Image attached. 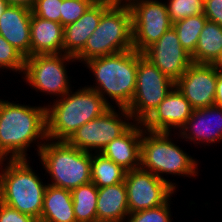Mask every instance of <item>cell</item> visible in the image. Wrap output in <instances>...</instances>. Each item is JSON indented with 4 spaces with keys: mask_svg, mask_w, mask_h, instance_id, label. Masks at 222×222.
Masks as SVG:
<instances>
[{
    "mask_svg": "<svg viewBox=\"0 0 222 222\" xmlns=\"http://www.w3.org/2000/svg\"><path fill=\"white\" fill-rule=\"evenodd\" d=\"M8 3L6 2V0H0V17L3 13V11L5 10V8L7 7Z\"/></svg>",
    "mask_w": 222,
    "mask_h": 222,
    "instance_id": "8d00e7d4",
    "label": "cell"
},
{
    "mask_svg": "<svg viewBox=\"0 0 222 222\" xmlns=\"http://www.w3.org/2000/svg\"><path fill=\"white\" fill-rule=\"evenodd\" d=\"M45 141L36 146L45 170L53 179L50 185L72 191L91 182V152L80 150L66 141Z\"/></svg>",
    "mask_w": 222,
    "mask_h": 222,
    "instance_id": "8992f818",
    "label": "cell"
},
{
    "mask_svg": "<svg viewBox=\"0 0 222 222\" xmlns=\"http://www.w3.org/2000/svg\"><path fill=\"white\" fill-rule=\"evenodd\" d=\"M144 128L135 122L122 135L112 140L101 153L126 171L141 166V139Z\"/></svg>",
    "mask_w": 222,
    "mask_h": 222,
    "instance_id": "d6986e66",
    "label": "cell"
},
{
    "mask_svg": "<svg viewBox=\"0 0 222 222\" xmlns=\"http://www.w3.org/2000/svg\"><path fill=\"white\" fill-rule=\"evenodd\" d=\"M76 61L75 57L61 54L34 55L25 58L24 71L26 83L35 90L57 95L61 98L71 89L67 71V62Z\"/></svg>",
    "mask_w": 222,
    "mask_h": 222,
    "instance_id": "30bf717a",
    "label": "cell"
},
{
    "mask_svg": "<svg viewBox=\"0 0 222 222\" xmlns=\"http://www.w3.org/2000/svg\"><path fill=\"white\" fill-rule=\"evenodd\" d=\"M71 193L76 222H97L98 187L89 182L73 189Z\"/></svg>",
    "mask_w": 222,
    "mask_h": 222,
    "instance_id": "cb8c5ba5",
    "label": "cell"
},
{
    "mask_svg": "<svg viewBox=\"0 0 222 222\" xmlns=\"http://www.w3.org/2000/svg\"><path fill=\"white\" fill-rule=\"evenodd\" d=\"M222 54V26L206 21L191 55L192 63L215 64Z\"/></svg>",
    "mask_w": 222,
    "mask_h": 222,
    "instance_id": "603a6c76",
    "label": "cell"
},
{
    "mask_svg": "<svg viewBox=\"0 0 222 222\" xmlns=\"http://www.w3.org/2000/svg\"><path fill=\"white\" fill-rule=\"evenodd\" d=\"M214 65H215L216 69H217L220 73H222V54H221L220 58L215 62Z\"/></svg>",
    "mask_w": 222,
    "mask_h": 222,
    "instance_id": "d590c367",
    "label": "cell"
},
{
    "mask_svg": "<svg viewBox=\"0 0 222 222\" xmlns=\"http://www.w3.org/2000/svg\"><path fill=\"white\" fill-rule=\"evenodd\" d=\"M97 221L124 222L129 215L124 182L98 188ZM127 216V217H126Z\"/></svg>",
    "mask_w": 222,
    "mask_h": 222,
    "instance_id": "44dd1931",
    "label": "cell"
},
{
    "mask_svg": "<svg viewBox=\"0 0 222 222\" xmlns=\"http://www.w3.org/2000/svg\"><path fill=\"white\" fill-rule=\"evenodd\" d=\"M214 105L222 108V73H218Z\"/></svg>",
    "mask_w": 222,
    "mask_h": 222,
    "instance_id": "836d02e7",
    "label": "cell"
},
{
    "mask_svg": "<svg viewBox=\"0 0 222 222\" xmlns=\"http://www.w3.org/2000/svg\"><path fill=\"white\" fill-rule=\"evenodd\" d=\"M133 49L132 14L128 4L112 3L101 16L84 48L75 56L86 62L92 58L113 55Z\"/></svg>",
    "mask_w": 222,
    "mask_h": 222,
    "instance_id": "5b68a950",
    "label": "cell"
},
{
    "mask_svg": "<svg viewBox=\"0 0 222 222\" xmlns=\"http://www.w3.org/2000/svg\"><path fill=\"white\" fill-rule=\"evenodd\" d=\"M8 160L5 169L0 167V201L39 222L47 185L32 170L27 158Z\"/></svg>",
    "mask_w": 222,
    "mask_h": 222,
    "instance_id": "277c9868",
    "label": "cell"
},
{
    "mask_svg": "<svg viewBox=\"0 0 222 222\" xmlns=\"http://www.w3.org/2000/svg\"><path fill=\"white\" fill-rule=\"evenodd\" d=\"M128 6L132 14L133 49L143 53L157 42L173 23L165 3L157 0H132Z\"/></svg>",
    "mask_w": 222,
    "mask_h": 222,
    "instance_id": "8fae6325",
    "label": "cell"
},
{
    "mask_svg": "<svg viewBox=\"0 0 222 222\" xmlns=\"http://www.w3.org/2000/svg\"><path fill=\"white\" fill-rule=\"evenodd\" d=\"M147 132L144 129L141 139L140 167L142 169L150 171L160 179L165 180L174 189L176 187L175 183L168 181L161 174L185 175L187 177H194L198 174V163L171 141L169 138L171 133Z\"/></svg>",
    "mask_w": 222,
    "mask_h": 222,
    "instance_id": "52a82bcc",
    "label": "cell"
},
{
    "mask_svg": "<svg viewBox=\"0 0 222 222\" xmlns=\"http://www.w3.org/2000/svg\"><path fill=\"white\" fill-rule=\"evenodd\" d=\"M165 3L172 23L187 17L203 14L205 0H168Z\"/></svg>",
    "mask_w": 222,
    "mask_h": 222,
    "instance_id": "4316f807",
    "label": "cell"
},
{
    "mask_svg": "<svg viewBox=\"0 0 222 222\" xmlns=\"http://www.w3.org/2000/svg\"><path fill=\"white\" fill-rule=\"evenodd\" d=\"M163 74L176 82L192 64L191 55L182 47L173 27L143 53Z\"/></svg>",
    "mask_w": 222,
    "mask_h": 222,
    "instance_id": "4fadbf2b",
    "label": "cell"
},
{
    "mask_svg": "<svg viewBox=\"0 0 222 222\" xmlns=\"http://www.w3.org/2000/svg\"><path fill=\"white\" fill-rule=\"evenodd\" d=\"M39 222H76L71 191L48 183Z\"/></svg>",
    "mask_w": 222,
    "mask_h": 222,
    "instance_id": "7402d4cb",
    "label": "cell"
},
{
    "mask_svg": "<svg viewBox=\"0 0 222 222\" xmlns=\"http://www.w3.org/2000/svg\"><path fill=\"white\" fill-rule=\"evenodd\" d=\"M117 113L110 107L101 116L83 124L66 140V142L85 152L101 153V151L115 138L122 135L133 123L126 122L132 120L127 108H118ZM122 116L125 118L124 121ZM127 118V119H126Z\"/></svg>",
    "mask_w": 222,
    "mask_h": 222,
    "instance_id": "9c48e42d",
    "label": "cell"
},
{
    "mask_svg": "<svg viewBox=\"0 0 222 222\" xmlns=\"http://www.w3.org/2000/svg\"><path fill=\"white\" fill-rule=\"evenodd\" d=\"M6 161L1 155H0V166H4L2 164H4L3 162Z\"/></svg>",
    "mask_w": 222,
    "mask_h": 222,
    "instance_id": "f35d334b",
    "label": "cell"
},
{
    "mask_svg": "<svg viewBox=\"0 0 222 222\" xmlns=\"http://www.w3.org/2000/svg\"><path fill=\"white\" fill-rule=\"evenodd\" d=\"M169 200L158 207L129 213L126 222H171Z\"/></svg>",
    "mask_w": 222,
    "mask_h": 222,
    "instance_id": "f1b7e54d",
    "label": "cell"
},
{
    "mask_svg": "<svg viewBox=\"0 0 222 222\" xmlns=\"http://www.w3.org/2000/svg\"><path fill=\"white\" fill-rule=\"evenodd\" d=\"M0 222H38L32 216L19 212L18 210L0 201Z\"/></svg>",
    "mask_w": 222,
    "mask_h": 222,
    "instance_id": "1f68e13d",
    "label": "cell"
},
{
    "mask_svg": "<svg viewBox=\"0 0 222 222\" xmlns=\"http://www.w3.org/2000/svg\"><path fill=\"white\" fill-rule=\"evenodd\" d=\"M208 19L204 14L193 15L173 23L182 47L192 55L195 51L199 35Z\"/></svg>",
    "mask_w": 222,
    "mask_h": 222,
    "instance_id": "484cf974",
    "label": "cell"
},
{
    "mask_svg": "<svg viewBox=\"0 0 222 222\" xmlns=\"http://www.w3.org/2000/svg\"><path fill=\"white\" fill-rule=\"evenodd\" d=\"M124 183L129 213L161 206L171 200L176 190L165 180L141 167L127 171Z\"/></svg>",
    "mask_w": 222,
    "mask_h": 222,
    "instance_id": "7c38bea8",
    "label": "cell"
},
{
    "mask_svg": "<svg viewBox=\"0 0 222 222\" xmlns=\"http://www.w3.org/2000/svg\"><path fill=\"white\" fill-rule=\"evenodd\" d=\"M97 0H62L60 23L63 27L76 22Z\"/></svg>",
    "mask_w": 222,
    "mask_h": 222,
    "instance_id": "f546056e",
    "label": "cell"
},
{
    "mask_svg": "<svg viewBox=\"0 0 222 222\" xmlns=\"http://www.w3.org/2000/svg\"><path fill=\"white\" fill-rule=\"evenodd\" d=\"M175 87V82L138 52L136 87L127 108L132 120L142 123Z\"/></svg>",
    "mask_w": 222,
    "mask_h": 222,
    "instance_id": "ba28073f",
    "label": "cell"
},
{
    "mask_svg": "<svg viewBox=\"0 0 222 222\" xmlns=\"http://www.w3.org/2000/svg\"><path fill=\"white\" fill-rule=\"evenodd\" d=\"M137 62L138 51L134 49L84 62L98 85L89 88L101 95L110 107L113 105L107 101L106 95L115 100L119 108H128L135 94Z\"/></svg>",
    "mask_w": 222,
    "mask_h": 222,
    "instance_id": "3957f363",
    "label": "cell"
},
{
    "mask_svg": "<svg viewBox=\"0 0 222 222\" xmlns=\"http://www.w3.org/2000/svg\"><path fill=\"white\" fill-rule=\"evenodd\" d=\"M126 172L102 153H91V182L98 188L124 182Z\"/></svg>",
    "mask_w": 222,
    "mask_h": 222,
    "instance_id": "d4e9b609",
    "label": "cell"
},
{
    "mask_svg": "<svg viewBox=\"0 0 222 222\" xmlns=\"http://www.w3.org/2000/svg\"><path fill=\"white\" fill-rule=\"evenodd\" d=\"M62 0H36L32 13L42 19L60 23Z\"/></svg>",
    "mask_w": 222,
    "mask_h": 222,
    "instance_id": "4dcf8cb0",
    "label": "cell"
},
{
    "mask_svg": "<svg viewBox=\"0 0 222 222\" xmlns=\"http://www.w3.org/2000/svg\"><path fill=\"white\" fill-rule=\"evenodd\" d=\"M181 138L200 143H215L222 140V108L217 106L195 109L179 129ZM199 141V142H197Z\"/></svg>",
    "mask_w": 222,
    "mask_h": 222,
    "instance_id": "2e32d148",
    "label": "cell"
},
{
    "mask_svg": "<svg viewBox=\"0 0 222 222\" xmlns=\"http://www.w3.org/2000/svg\"><path fill=\"white\" fill-rule=\"evenodd\" d=\"M193 110L189 101L174 87L142 122V126L146 131L170 133L172 127L181 129Z\"/></svg>",
    "mask_w": 222,
    "mask_h": 222,
    "instance_id": "9a60e30c",
    "label": "cell"
},
{
    "mask_svg": "<svg viewBox=\"0 0 222 222\" xmlns=\"http://www.w3.org/2000/svg\"><path fill=\"white\" fill-rule=\"evenodd\" d=\"M36 0H6L8 5H18V6H25L29 9H32L33 5L35 4Z\"/></svg>",
    "mask_w": 222,
    "mask_h": 222,
    "instance_id": "e575fe53",
    "label": "cell"
},
{
    "mask_svg": "<svg viewBox=\"0 0 222 222\" xmlns=\"http://www.w3.org/2000/svg\"><path fill=\"white\" fill-rule=\"evenodd\" d=\"M37 139H47L46 107L0 99V155L6 160L26 159L27 148Z\"/></svg>",
    "mask_w": 222,
    "mask_h": 222,
    "instance_id": "6da1fadb",
    "label": "cell"
},
{
    "mask_svg": "<svg viewBox=\"0 0 222 222\" xmlns=\"http://www.w3.org/2000/svg\"><path fill=\"white\" fill-rule=\"evenodd\" d=\"M110 106L89 87L72 93L70 90L53 105L46 106L47 139L66 141L88 121L101 116Z\"/></svg>",
    "mask_w": 222,
    "mask_h": 222,
    "instance_id": "7a4b0ae2",
    "label": "cell"
},
{
    "mask_svg": "<svg viewBox=\"0 0 222 222\" xmlns=\"http://www.w3.org/2000/svg\"><path fill=\"white\" fill-rule=\"evenodd\" d=\"M111 4L105 0H97L76 22L64 27L63 53L75 57L84 48L87 39L97 28L103 12Z\"/></svg>",
    "mask_w": 222,
    "mask_h": 222,
    "instance_id": "ac0fdd59",
    "label": "cell"
},
{
    "mask_svg": "<svg viewBox=\"0 0 222 222\" xmlns=\"http://www.w3.org/2000/svg\"><path fill=\"white\" fill-rule=\"evenodd\" d=\"M218 73L214 64L192 63L175 82V87L194 110L214 106Z\"/></svg>",
    "mask_w": 222,
    "mask_h": 222,
    "instance_id": "5bb4252c",
    "label": "cell"
},
{
    "mask_svg": "<svg viewBox=\"0 0 222 222\" xmlns=\"http://www.w3.org/2000/svg\"><path fill=\"white\" fill-rule=\"evenodd\" d=\"M64 27L32 13L30 22V56L63 53Z\"/></svg>",
    "mask_w": 222,
    "mask_h": 222,
    "instance_id": "ffe728a7",
    "label": "cell"
},
{
    "mask_svg": "<svg viewBox=\"0 0 222 222\" xmlns=\"http://www.w3.org/2000/svg\"><path fill=\"white\" fill-rule=\"evenodd\" d=\"M25 57L0 35V68L24 71Z\"/></svg>",
    "mask_w": 222,
    "mask_h": 222,
    "instance_id": "83f0119b",
    "label": "cell"
},
{
    "mask_svg": "<svg viewBox=\"0 0 222 222\" xmlns=\"http://www.w3.org/2000/svg\"><path fill=\"white\" fill-rule=\"evenodd\" d=\"M31 17V9L18 5H7L0 17V35L25 58L30 56Z\"/></svg>",
    "mask_w": 222,
    "mask_h": 222,
    "instance_id": "e0dca14e",
    "label": "cell"
},
{
    "mask_svg": "<svg viewBox=\"0 0 222 222\" xmlns=\"http://www.w3.org/2000/svg\"><path fill=\"white\" fill-rule=\"evenodd\" d=\"M107 2H110V3H116V4H128L129 2H131L132 0H105Z\"/></svg>",
    "mask_w": 222,
    "mask_h": 222,
    "instance_id": "74e56055",
    "label": "cell"
},
{
    "mask_svg": "<svg viewBox=\"0 0 222 222\" xmlns=\"http://www.w3.org/2000/svg\"><path fill=\"white\" fill-rule=\"evenodd\" d=\"M208 21L222 26V0H205L204 13Z\"/></svg>",
    "mask_w": 222,
    "mask_h": 222,
    "instance_id": "d6a6232c",
    "label": "cell"
}]
</instances>
